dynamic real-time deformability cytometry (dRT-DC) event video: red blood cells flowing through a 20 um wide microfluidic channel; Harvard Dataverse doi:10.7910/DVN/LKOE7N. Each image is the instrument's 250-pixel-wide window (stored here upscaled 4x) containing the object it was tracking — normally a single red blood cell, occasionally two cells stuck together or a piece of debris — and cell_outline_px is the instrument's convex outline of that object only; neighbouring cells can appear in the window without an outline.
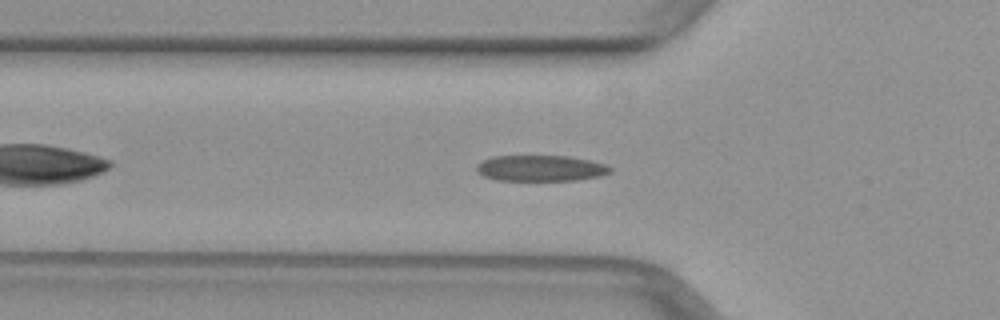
{"species": "common noctule bat (a hibernating species)", "species_latin": "Nyctalus noctula", "temperature_condition": "warm", "stored_images_in_passage": 40, "segment_of_instrument_passage": [1, 2], "camera_frame_rate_fps": 3000, "um_per_image_px": 0.085, "animal": {"sex": "female", "body_mass_g": 29.2, "forearm_length_mm": 56.3}, "frame": {"image": 1, "passage_image": 6, "time_ms": 1.667, "image_size_px": [1000, 320], "cell_outline_px": [[612, 172], [600, 176], [576, 180], [496, 180], [484, 176], [476, 172], [476, 164], [492, 156], [572, 156], [608, 164], [612, 168]], "centroid_in_image_um": [45.98, 14.29], "position_along_channel_um": 79.8, "area_um2": 20.4}}
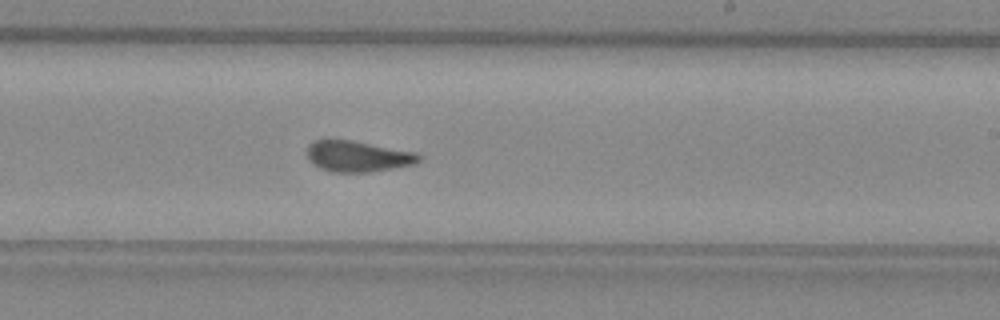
{"frame": {"image": 2, "passage_image": 19, "time_ms": 6.0, "image_size_px": [1000, 320], "cell_outline_px": [[420, 160], [416, 164], [368, 172], [332, 172], [320, 168], [312, 164], [308, 160], [308, 144], [316, 140], [352, 140], [416, 152], [420, 156]], "centroid_in_image_um": [30.4, 13.29], "position_along_channel_um": 258.6, "area_um2": 20.11}}
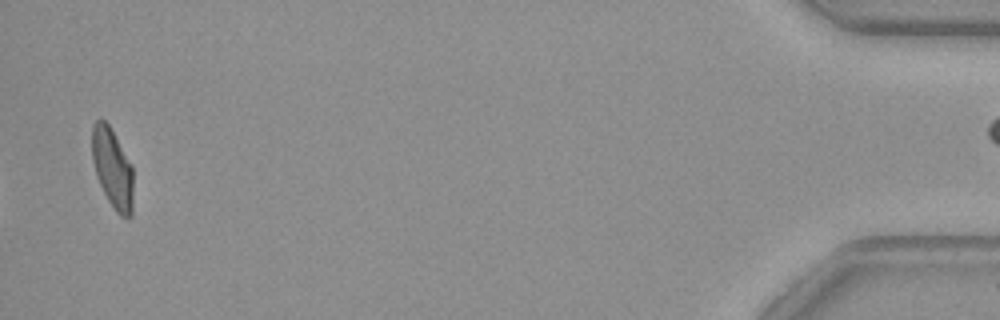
{"frame": {"image": 3, "passage_image": 38, "time_ms": 12.333, "image_size_px": [1000, 320], "cell_outline_px": [[132, 216], [128, 220], [120, 216], [116, 212], [108, 200], [96, 176], [92, 160], [92, 124], [96, 120], [104, 120], [108, 124], [132, 164]], "centroid_in_image_um": [9.56, 14.33], "position_along_channel_um": 425.6, "area_um2": 19.19}}